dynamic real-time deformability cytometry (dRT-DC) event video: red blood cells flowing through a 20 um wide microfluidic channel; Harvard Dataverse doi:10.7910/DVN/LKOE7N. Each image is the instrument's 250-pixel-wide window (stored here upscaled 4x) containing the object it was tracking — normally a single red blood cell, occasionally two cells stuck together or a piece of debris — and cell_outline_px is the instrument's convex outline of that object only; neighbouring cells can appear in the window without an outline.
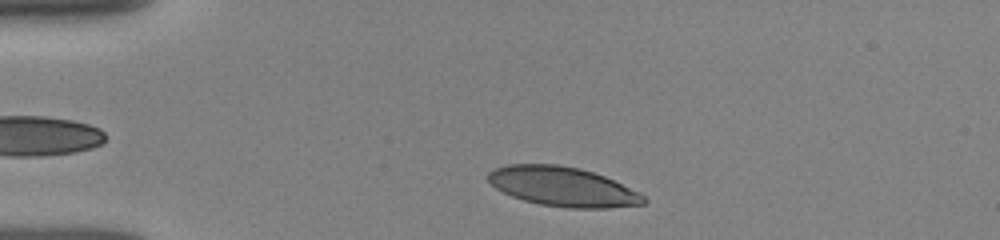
{"species": "human", "species_latin": "Homo sapiens", "temperature_condition": "room temperature", "stored_images_in_passage": 36, "camera_frame_rate_fps": 3000, "um_per_image_px": 0.085, "donor": {"sex": "female"}, "frame": {"image": 1, "passage_image": 3, "time_ms": 0.667, "image_size_px": [1000, 240], "cell_outline_px": [[648, 200], [644, 204], [608, 208], [568, 208], [540, 204], [524, 200], [512, 196], [496, 188], [488, 180], [488, 172], [496, 168], [508, 164], [556, 164], [580, 168], [604, 176], [640, 192]], "centroid_in_image_um": [47.86, 15.86], "position_along_channel_um": 37.1, "area_um2": 35.66}}
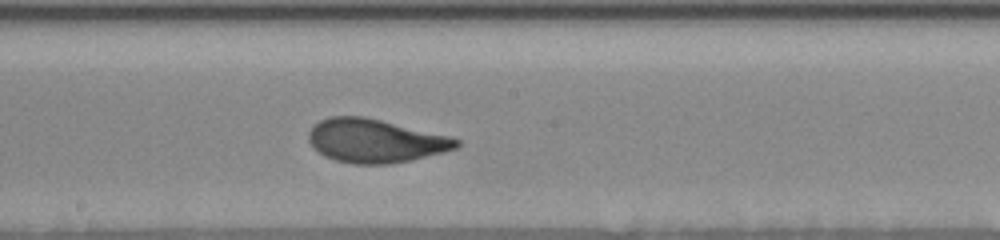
{"frame": {"image": 2, "passage_image": 20, "time_ms": 6.333, "image_size_px": [1000, 240], "cell_outline_px": [[460, 144], [456, 148], [444, 152], [412, 160], [392, 164], [352, 164], [336, 160], [324, 156], [308, 140], [308, 132], [312, 124], [328, 116], [364, 116], [448, 136], [460, 140]], "centroid_in_image_um": [31.87, 11.97], "position_along_channel_um": 216.3, "area_um2": 37.45}}
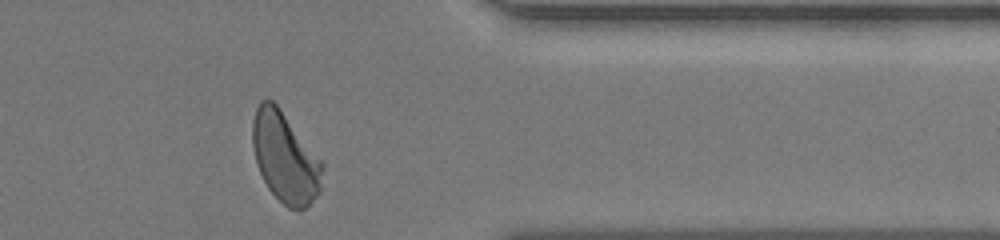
{"frame": {"image": 3, "passage_image": 34, "time_ms": 11.0, "image_size_px": [1000, 240], "cell_outline_px": [[324, 168], [320, 192], [300, 212], [288, 208], [268, 188], [256, 164], [252, 144], [252, 120], [256, 108], [260, 100], [272, 100], [280, 108], [324, 164]], "centroid_in_image_um": [24.23, 13.39], "position_along_channel_um": 387.2, "area_um2": 36.7}, "authors_computed_cell_mechanics": {"area_um2": 36.9053, "velocity_mm_per_s": 3.896, "shape_relaxation_time_tau1_ms": 3.3629, "shape_relaxation_time_tau2_ms": null, "deformation_change_tau1": 0.1506, "deformation_change_tau2": null}}